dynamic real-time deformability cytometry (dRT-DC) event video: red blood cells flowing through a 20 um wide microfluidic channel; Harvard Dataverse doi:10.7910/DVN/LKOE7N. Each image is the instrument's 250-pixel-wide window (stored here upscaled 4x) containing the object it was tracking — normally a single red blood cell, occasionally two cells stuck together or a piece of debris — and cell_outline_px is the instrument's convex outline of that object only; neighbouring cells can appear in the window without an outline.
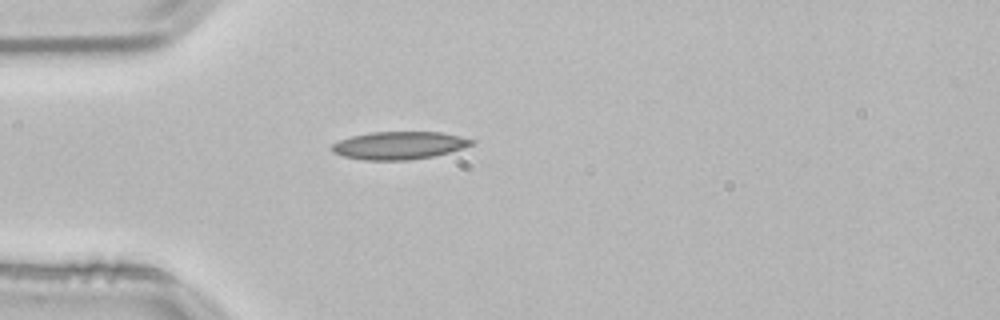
{"species": "common noctule bat (a hibernating species)", "species_latin": "Nyctalus noctula", "temperature_condition": "room temperature", "stored_images_in_passage": 39, "camera_frame_rate_fps": 3000, "um_per_image_px": 0.085, "animal": {"sex": "male", "body_mass_g": 21.5, "forearm_length_mm": 52.0}, "frame": {"image": 1, "passage_image": 1, "time_ms": 0.0, "image_size_px": [1000, 320], "cell_outline_px": [[472, 144], [464, 148], [432, 156], [408, 160], [364, 160], [344, 156], [332, 152], [332, 144], [340, 140], [352, 136], [372, 132], [440, 132], [460, 136], [472, 140]], "centroid_in_image_um": [33.9, 12.36], "position_along_channel_um": 51.1, "area_um2": 22.31}}
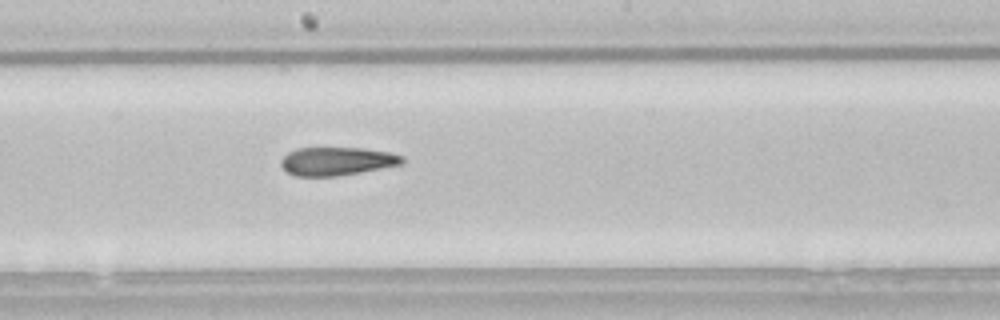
{"frame": {"image": 2, "passage_image": 15, "time_ms": 4.667, "image_size_px": [1000, 320], "cell_outline_px": [[404, 160], [400, 164], [360, 172], [336, 176], [296, 176], [288, 172], [280, 164], [280, 160], [288, 152], [296, 148], [360, 148], [388, 152], [404, 156]], "centroid_in_image_um": [28.6, 13.7], "position_along_channel_um": 219.6, "area_um2": 19.77}}
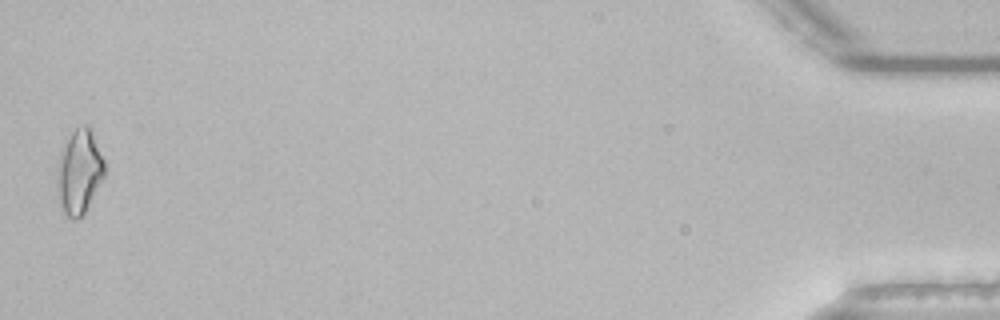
{"frame": {"image": 3, "passage_image": 39, "time_ms": 12.667, "image_size_px": [1000, 320], "cell_outline_px": [[104, 176], [84, 216], [72, 220], [64, 212], [60, 200], [60, 152], [72, 132], [76, 128], [84, 124], [88, 124], [92, 128], [104, 160]], "centroid_in_image_um": [6.81, 14.57], "position_along_channel_um": 428.4, "area_um2": 22.6}, "authors_computed_cell_mechanics": {"area_um2": 20.6924, "velocity_mm_per_s": 3.8199, "shape_relaxation_time_tau1_ms": 10.225, "shape_relaxation_time_tau2_ms": 5.8007, "deformation_change_tau1": 0.2478, "deformation_change_tau2": 0.1803}}